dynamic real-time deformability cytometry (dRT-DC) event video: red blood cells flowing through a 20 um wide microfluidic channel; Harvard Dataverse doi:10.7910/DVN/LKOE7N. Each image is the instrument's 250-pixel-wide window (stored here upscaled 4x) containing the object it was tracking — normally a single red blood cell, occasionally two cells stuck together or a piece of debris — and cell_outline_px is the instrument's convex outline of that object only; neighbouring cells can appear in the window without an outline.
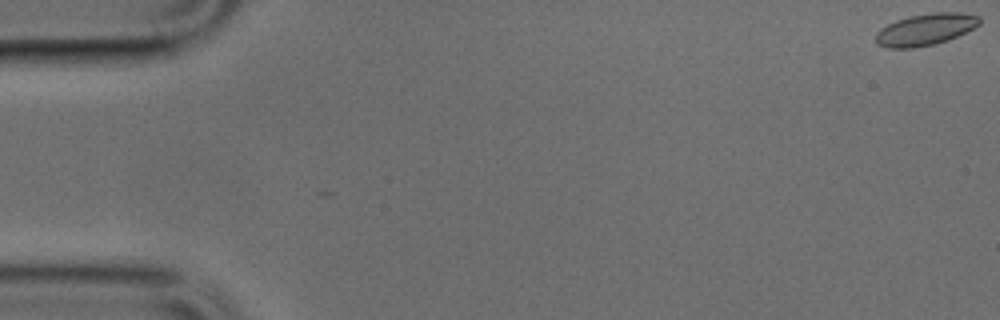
{"species": "common noctule bat (a hibernating species)", "species_latin": "Nyctalus noctula", "temperature_condition": "cold", "stored_images_in_passage": 37, "camera_frame_rate_fps": 3000, "um_per_image_px": 0.085, "animal": {"sex": "male", "body_mass_g": 17.9, "forearm_length_mm": 54.2}, "frame": {"image": 1, "passage_image": 1, "time_ms": 0.0, "image_size_px": [1000, 320], "cell_outline_px": [[980, 24], [948, 40], [936, 44], [912, 48], [888, 48], [876, 44], [876, 32], [880, 28], [896, 20], [912, 16], [932, 12], [960, 12], [980, 16]], "centroid_in_image_um": [78.65, 2.51], "position_along_channel_um": 6.4, "area_um2": 19.13}}
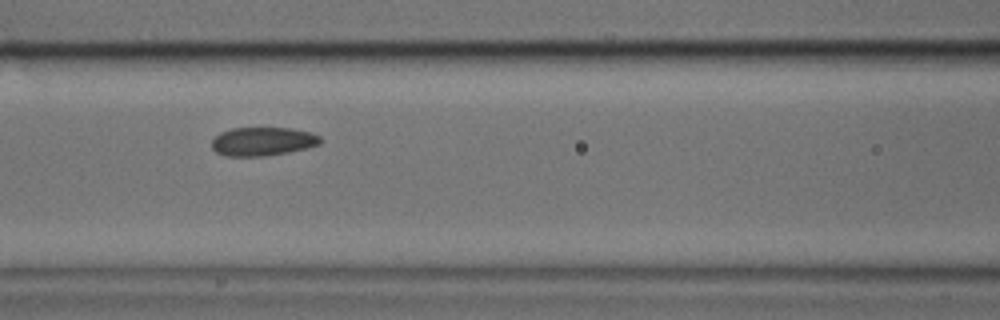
{"frame": {"image": 2, "passage_image": 22, "time_ms": 7.0, "image_size_px": [1000, 320], "cell_outline_px": [[320, 144], [308, 148], [288, 152], [264, 156], [224, 156], [216, 152], [212, 148], [212, 140], [220, 132], [232, 128], [292, 128], [312, 132], [320, 136]], "centroid_in_image_um": [22.33, 12.02], "position_along_channel_um": 144.3, "area_um2": 18.21}}
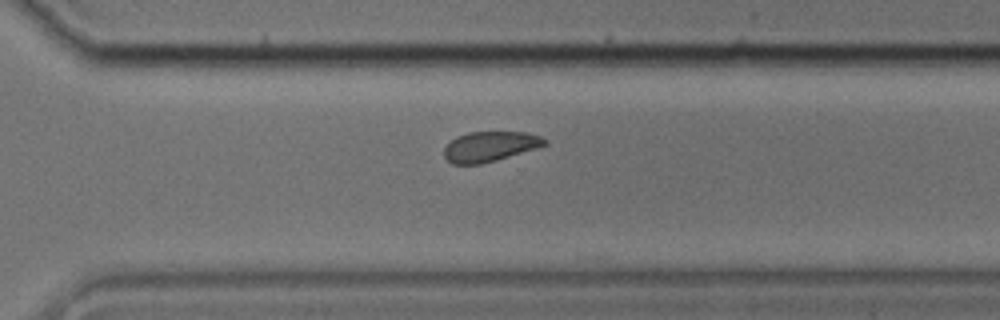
{"frame": {"image": 3, "passage_image": 36, "time_ms": 11.667, "image_size_px": [1000, 320], "cell_outline_px": [[548, 144], [536, 148], [496, 160], [480, 164], [452, 164], [444, 156], [444, 148], [456, 136], [468, 132], [524, 132], [540, 136], [548, 140]], "centroid_in_image_um": [41.64, 12.44], "position_along_channel_um": 329.0, "area_um2": 17.51}}